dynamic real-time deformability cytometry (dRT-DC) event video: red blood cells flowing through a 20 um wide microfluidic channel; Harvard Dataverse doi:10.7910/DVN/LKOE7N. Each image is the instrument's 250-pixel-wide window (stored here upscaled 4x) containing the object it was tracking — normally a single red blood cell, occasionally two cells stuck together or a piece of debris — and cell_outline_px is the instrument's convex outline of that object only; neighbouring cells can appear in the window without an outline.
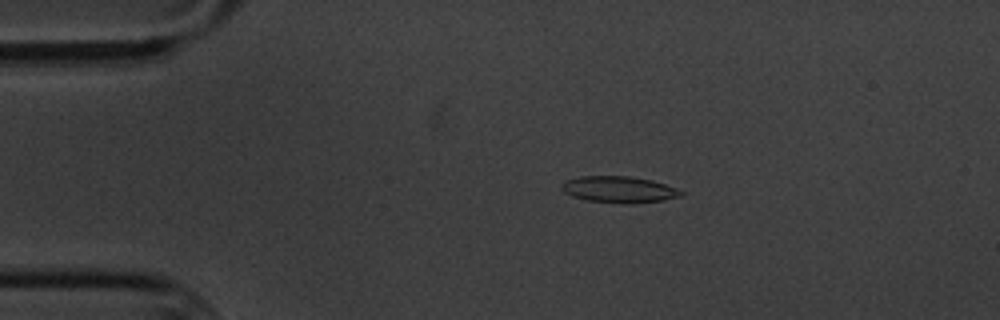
{"species": "common noctule bat (a hibernating species)", "species_latin": "Nyctalus noctula", "temperature_condition": "cold", "stored_images_in_passage": 5, "camera_frame_rate_fps": 3000, "um_per_image_px": 0.085, "animal": {"sex": "male", "body_mass_g": 20.1, "forearm_length_mm": 53.5}, "frame": {"image": 1, "passage_image": 3, "time_ms": 2.333, "image_size_px": [1000, 320], "cell_outline_px": [[684, 192], [680, 196], [664, 200], [632, 204], [620, 204], [584, 200], [572, 196], [564, 192], [560, 188], [560, 184], [564, 180], [580, 176], [632, 176], [652, 180], [676, 188]], "centroid_in_image_um": [52.57, 16.11], "position_along_channel_um": 32.4, "area_um2": 18.73}}